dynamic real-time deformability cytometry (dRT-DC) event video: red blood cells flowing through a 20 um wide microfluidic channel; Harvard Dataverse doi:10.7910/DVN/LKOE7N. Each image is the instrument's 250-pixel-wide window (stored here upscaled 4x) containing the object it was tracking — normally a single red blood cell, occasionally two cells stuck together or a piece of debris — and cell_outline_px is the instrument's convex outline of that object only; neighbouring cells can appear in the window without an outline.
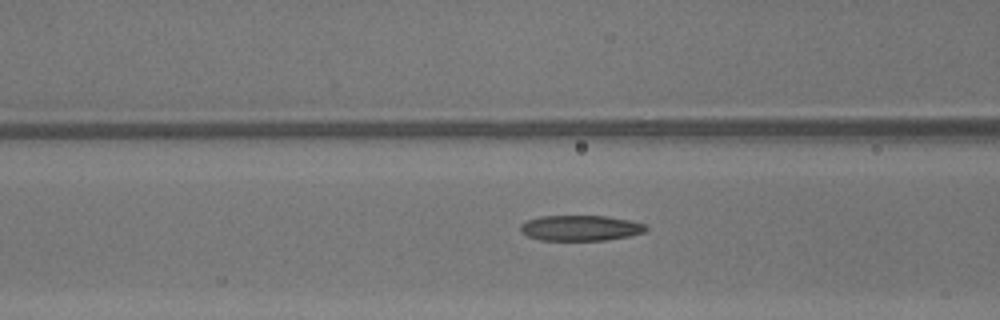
{"species": "common noctule bat (a hibernating species)", "species_latin": "Nyctalus noctula", "temperature_condition": "warm", "stored_images_in_passage": 31, "camera_frame_rate_fps": 3000, "um_per_image_px": 0.085, "animal": {"sex": "male", "body_mass_g": 13.3}, "frame": {"image": 1, "passage_image": 12, "time_ms": 3.667, "image_size_px": [1000, 320], "cell_outline_px": [[648, 228], [644, 232], [628, 236], [604, 240], [540, 240], [528, 236], [520, 232], [520, 224], [528, 220], [540, 216], [608, 216], [628, 220], [644, 224]], "centroid_in_image_um": [49.31, 19.38], "position_along_channel_um": 117.3, "area_um2": 18.55}}
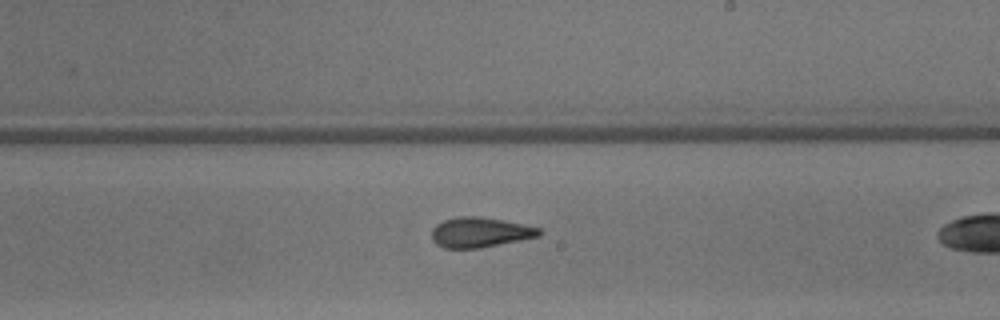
{"frame": {"image": 2, "passage_image": 21, "time_ms": 6.667, "image_size_px": [1000, 320], "cell_outline_px": [[544, 232], [540, 236], [480, 248], [444, 248], [436, 244], [432, 240], [432, 228], [436, 224], [444, 220], [460, 216], [480, 216], [524, 224], [540, 228]], "centroid_in_image_um": [40.81, 19.74], "position_along_channel_um": 248.2, "area_um2": 18.9}}
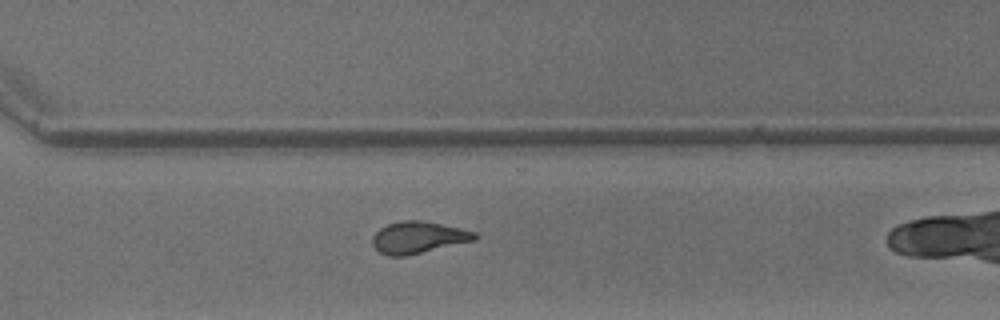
{"frame": {"image": 3, "passage_image": 27, "time_ms": 8.667, "image_size_px": [1000, 320], "cell_outline_px": [[476, 240], [404, 256], [388, 256], [380, 252], [372, 244], [372, 236], [380, 228], [388, 224], [404, 220], [420, 220], [460, 228], [476, 232]], "centroid_in_image_um": [35.53, 20.18], "position_along_channel_um": 335.1, "area_um2": 18.73}}